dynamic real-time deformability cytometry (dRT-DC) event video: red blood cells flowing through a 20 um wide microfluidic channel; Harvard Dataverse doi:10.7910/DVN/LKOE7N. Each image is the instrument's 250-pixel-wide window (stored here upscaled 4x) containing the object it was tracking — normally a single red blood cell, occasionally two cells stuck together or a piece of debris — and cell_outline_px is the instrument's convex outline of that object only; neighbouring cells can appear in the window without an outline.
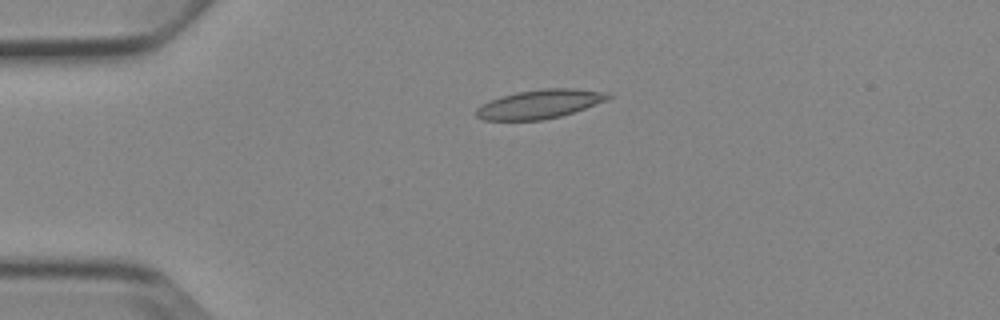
{"species": "Egyptian fruit bat (a non-hibernating species)", "species_latin": "Rousettus aegyptiacus", "temperature_condition": "cold", "stored_images_in_passage": 4, "camera_frame_rate_fps": 3000, "um_per_image_px": 0.085, "animal": {"sex": "female"}, "frame": {"image": 1, "passage_image": 3, "time_ms": 2.333, "image_size_px": [1000, 320], "cell_outline_px": [[612, 96], [608, 100], [560, 116], [544, 120], [484, 120], [476, 116], [476, 108], [480, 104], [500, 96], [516, 92], [540, 88], [576, 88], [608, 92]], "centroid_in_image_um": [45.86, 8.83], "position_along_channel_um": 39.1, "area_um2": 22.37}}